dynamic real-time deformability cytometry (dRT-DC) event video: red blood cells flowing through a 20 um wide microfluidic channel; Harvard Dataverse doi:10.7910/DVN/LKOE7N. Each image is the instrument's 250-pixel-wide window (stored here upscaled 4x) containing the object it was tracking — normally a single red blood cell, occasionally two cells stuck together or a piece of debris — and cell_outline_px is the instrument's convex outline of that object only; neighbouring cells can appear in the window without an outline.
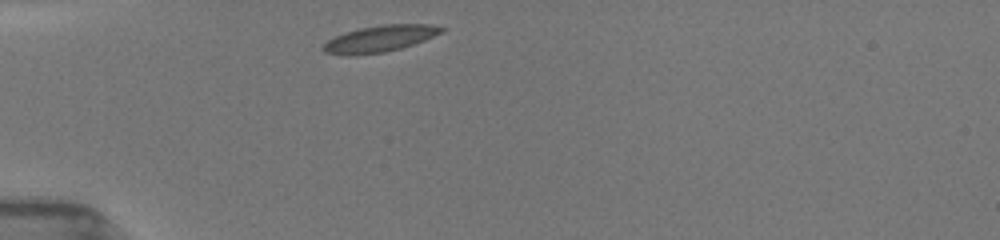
{"species": "common noctule bat (a hibernating species)", "species_latin": "Nyctalus noctula", "temperature_condition": "room temperature", "stored_images_in_passage": 5, "camera_frame_rate_fps": 3000, "um_per_image_px": 0.085, "animal": {"sex": "female", "body_mass_g": 19.5, "forearm_length_mm": 54.1}, "frame": {"image": 1, "passage_image": 1, "time_ms": 0.0, "image_size_px": [1000, 240], "cell_outline_px": [[444, 32], [424, 40], [400, 48], [384, 52], [356, 56], [348, 56], [324, 52], [320, 48], [328, 40], [344, 32], [360, 28], [384, 24], [428, 24], [444, 28]], "centroid_in_image_um": [32.24, 3.3], "position_along_channel_um": 52.8, "area_um2": 18.26}}
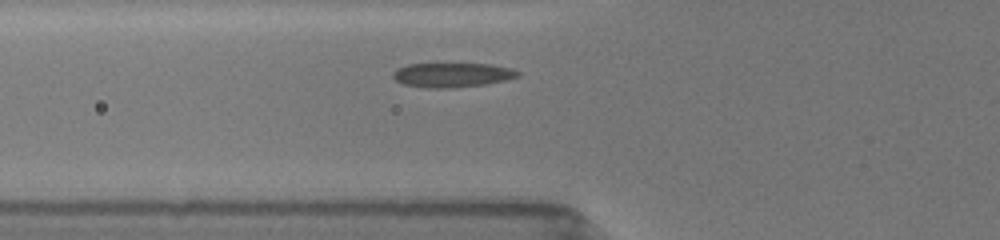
{"frame": {"image": 2, "passage_image": 3, "time_ms": 1.333, "image_size_px": [1000, 240], "cell_outline_px": [[520, 76], [504, 80], [484, 84], [452, 88], [424, 88], [404, 84], [396, 80], [392, 76], [392, 72], [396, 68], [408, 64], [492, 64], [512, 68], [520, 72]], "centroid_in_image_um": [38.42, 6.37], "position_along_channel_um": 87.4, "area_um2": 17.8}}
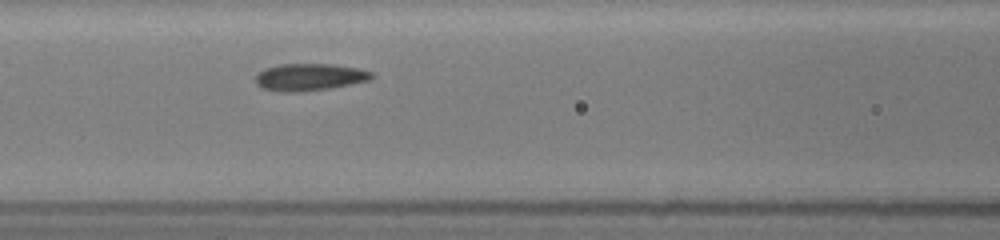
{"frame": {"image": 3, "passage_image": 5, "time_ms": 2.667, "image_size_px": [1000, 240], "cell_outline_px": [[372, 76], [368, 80], [332, 88], [300, 92], [280, 92], [260, 88], [256, 84], [256, 76], [264, 68], [280, 64], [332, 64], [356, 68], [372, 72]], "centroid_in_image_um": [26.25, 6.56], "position_along_channel_um": 140.4, "area_um2": 18.32}}